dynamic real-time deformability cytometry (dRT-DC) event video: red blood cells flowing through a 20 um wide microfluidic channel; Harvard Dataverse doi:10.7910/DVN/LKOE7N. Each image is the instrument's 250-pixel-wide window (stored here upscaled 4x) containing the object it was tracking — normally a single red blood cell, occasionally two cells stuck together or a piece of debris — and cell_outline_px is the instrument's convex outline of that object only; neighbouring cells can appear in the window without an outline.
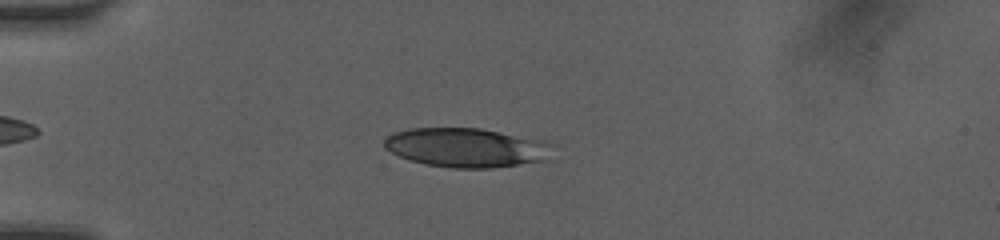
{"species": "human", "species_latin": "Homo sapiens", "temperature_condition": "room temperature", "stored_images_in_passage": 7, "camera_frame_rate_fps": 3000, "um_per_image_px": 0.085, "donor": {"sex": "female"}, "frame": {"image": 1, "passage_image": 2, "time_ms": 0.667, "image_size_px": [1000, 240], "cell_outline_px": [[548, 160], [492, 168], [452, 168], [424, 164], [400, 156], [384, 148], [384, 140], [392, 132], [408, 128], [480, 128], [544, 140], [548, 144]], "centroid_in_image_um": [39.59, 12.54], "position_along_channel_um": 45.4, "area_um2": 38.26}}
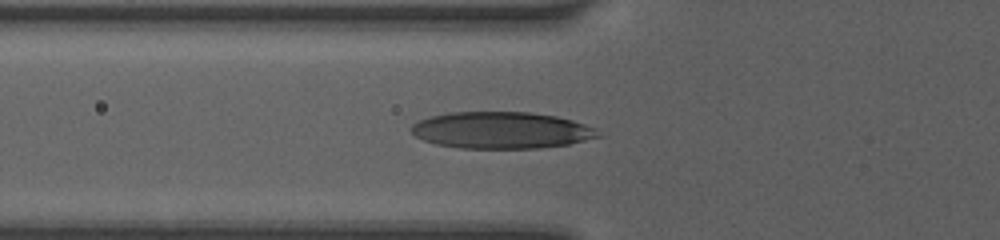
{"frame": {"image": 2, "passage_image": 5, "time_ms": 2.333, "image_size_px": [1000, 240], "cell_outline_px": [[604, 136], [568, 144], [540, 148], [460, 148], [436, 144], [424, 140], [416, 136], [412, 132], [412, 124], [420, 120], [432, 116], [448, 112], [528, 112], [556, 116], [572, 120], [596, 128]], "centroid_in_image_um": [42.65, 11.07], "position_along_channel_um": 83.1, "area_um2": 39.94}}
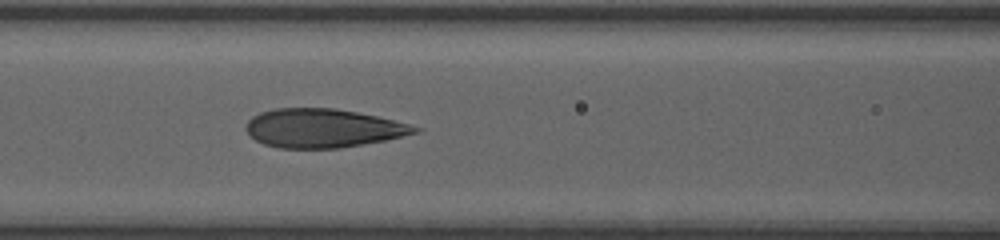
{"frame": {"image": 3, "passage_image": 7, "time_ms": 3.667, "image_size_px": [1000, 240], "cell_outline_px": [[420, 132], [384, 140], [340, 148], [280, 148], [264, 144], [256, 140], [244, 128], [244, 124], [252, 116], [260, 112], [276, 108], [336, 108], [376, 116], [408, 124], [420, 128]], "centroid_in_image_um": [27.4, 10.89], "position_along_channel_um": 139.2, "area_um2": 37.92}}